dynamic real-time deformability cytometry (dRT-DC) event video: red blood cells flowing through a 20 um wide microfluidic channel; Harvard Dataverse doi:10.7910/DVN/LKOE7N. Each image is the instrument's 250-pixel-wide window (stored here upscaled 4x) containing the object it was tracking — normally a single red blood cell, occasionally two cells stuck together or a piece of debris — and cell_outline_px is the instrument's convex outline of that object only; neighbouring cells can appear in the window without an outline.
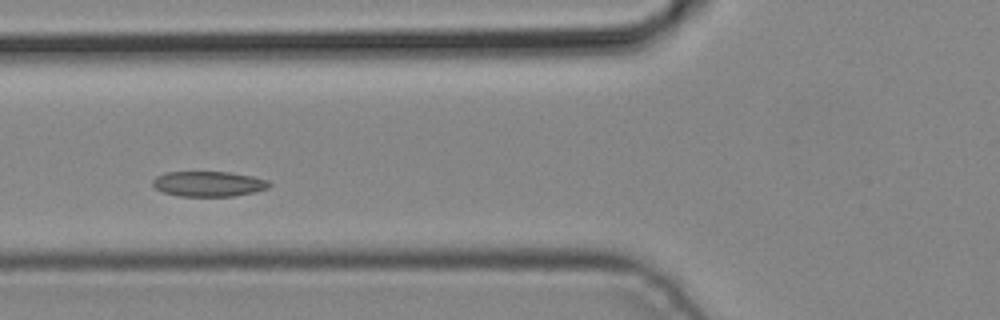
{"species": "common noctule bat (a hibernating species)", "species_latin": "Nyctalus noctula", "temperature_condition": "cold", "stored_images_in_passage": 2, "camera_frame_rate_fps": 3000, "um_per_image_px": 0.085, "animal": {"sex": "male", "body_mass_g": 19.2, "forearm_length_mm": 51.8}, "frame": {"image": 1, "passage_image": 2, "time_ms": 0.333, "image_size_px": [1000, 320], "cell_outline_px": [[272, 184], [268, 188], [252, 192], [232, 196], [180, 196], [164, 192], [156, 188], [152, 184], [152, 180], [156, 176], [164, 172], [228, 172], [252, 176], [268, 180]], "centroid_in_image_um": [17.72, 15.62], "position_along_channel_um": 108.1, "area_um2": 17.05}}